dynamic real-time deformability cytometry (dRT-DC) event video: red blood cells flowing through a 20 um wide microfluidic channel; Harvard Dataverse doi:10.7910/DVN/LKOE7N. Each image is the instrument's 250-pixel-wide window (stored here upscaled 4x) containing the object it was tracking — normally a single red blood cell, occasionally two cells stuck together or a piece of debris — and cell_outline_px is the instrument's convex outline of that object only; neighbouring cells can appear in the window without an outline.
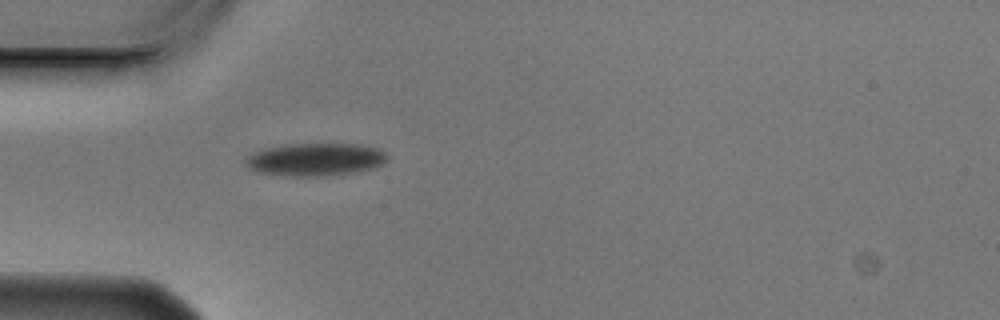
{"species": "Egyptian fruit bat (a non-hibernating species)", "species_latin": "Rousettus aegyptiacus", "temperature_condition": "cold", "stored_images_in_passage": 1, "camera_frame_rate_fps": 3000, "um_per_image_px": 0.085, "animal": {"sex": "male"}, "frame": {"image": 1, "passage_image": 1, "time_ms": 0.0, "image_size_px": [1000, 320], "cell_outline_px": [[388, 156], [384, 164], [372, 168], [352, 172], [324, 176], [284, 176], [260, 172], [248, 168], [244, 164], [244, 160], [252, 152], [264, 148], [284, 144], [360, 144], [376, 148], [384, 152]], "centroid_in_image_um": [26.76, 13.55], "position_along_channel_um": 58.2, "area_um2": 27.17}}